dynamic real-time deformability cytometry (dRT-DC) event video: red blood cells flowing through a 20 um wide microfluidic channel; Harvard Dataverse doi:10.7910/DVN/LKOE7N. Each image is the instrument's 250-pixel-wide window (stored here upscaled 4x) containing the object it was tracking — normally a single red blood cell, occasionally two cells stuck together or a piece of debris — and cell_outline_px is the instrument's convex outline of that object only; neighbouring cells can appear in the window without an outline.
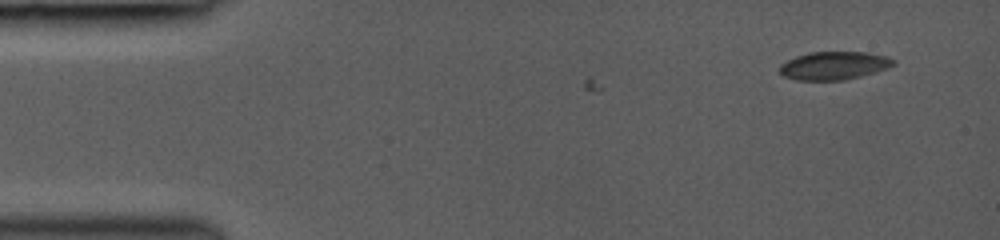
{"species": "common noctule bat (a hibernating species)", "species_latin": "Nyctalus noctula", "temperature_condition": "room temperature", "stored_images_in_passage": 8, "camera_frame_rate_fps": 3000, "um_per_image_px": 0.085, "animal": {"sex": "female", "body_mass_g": 19.0, "forearm_length_mm": 53.3}, "frame": {"image": 1, "passage_image": 8, "time_ms": 2.333, "image_size_px": [1000, 240], "cell_outline_px": [[896, 64], [888, 68], [860, 76], [844, 80], [796, 80], [784, 76], [780, 72], [780, 64], [796, 56], [808, 52], [868, 52], [888, 56], [896, 60]], "centroid_in_image_um": [70.92, 5.57], "position_along_channel_um": 14.1, "area_um2": 18.73}}